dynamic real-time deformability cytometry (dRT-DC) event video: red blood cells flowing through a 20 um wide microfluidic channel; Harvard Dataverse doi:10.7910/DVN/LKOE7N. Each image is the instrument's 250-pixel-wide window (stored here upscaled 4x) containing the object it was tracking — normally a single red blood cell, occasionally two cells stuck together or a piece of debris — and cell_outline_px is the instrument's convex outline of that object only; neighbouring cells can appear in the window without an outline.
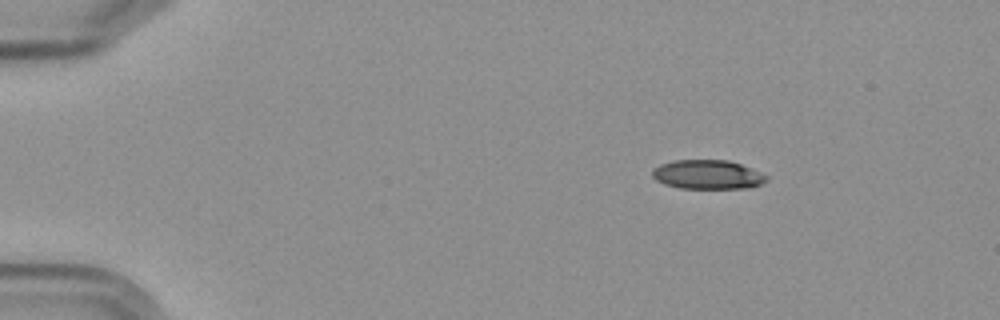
{"species": "Egyptian fruit bat (a non-hibernating species)", "species_latin": "Rousettus aegyptiacus", "temperature_condition": "cold", "stored_images_in_passage": 6, "camera_frame_rate_fps": 3000, "um_per_image_px": 0.085, "frame": {"image": 1, "passage_image": 1, "time_ms": 0.0, "image_size_px": [1000, 320], "cell_outline_px": [[768, 180], [752, 188], [680, 188], [664, 184], [656, 180], [652, 176], [652, 168], [660, 164], [672, 160], [728, 160], [740, 164], [760, 172], [768, 176]], "centroid_in_image_um": [60.13, 14.84], "position_along_channel_um": 24.9, "area_um2": 19.48}}
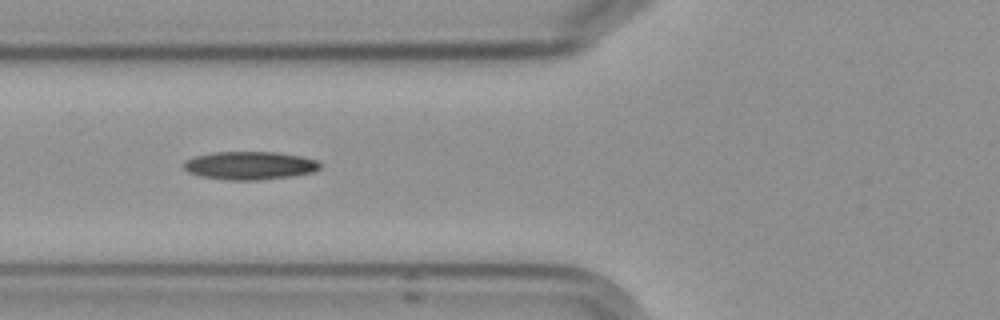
{"frame": {"image": 2, "passage_image": 5, "time_ms": 4.667, "image_size_px": [1000, 320], "cell_outline_px": [[320, 168], [312, 172], [292, 176], [260, 180], [228, 180], [200, 176], [188, 172], [184, 168], [184, 160], [196, 156], [212, 152], [276, 152], [300, 156], [316, 160], [320, 164]], "centroid_in_image_um": [21.21, 14.07], "position_along_channel_um": 104.6, "area_um2": 22.31}}
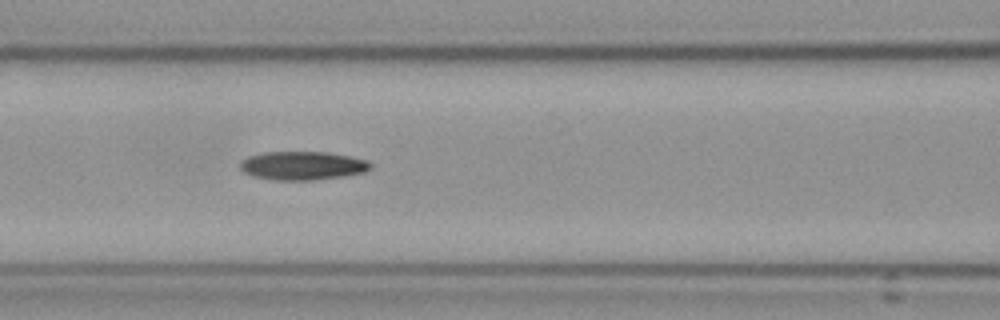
{"frame": {"image": 3, "passage_image": 6, "time_ms": 5.667, "image_size_px": [1000, 320], "cell_outline_px": [[372, 168], [364, 172], [340, 176], [312, 180], [276, 180], [252, 176], [244, 172], [240, 168], [240, 164], [248, 156], [264, 152], [328, 152], [368, 160], [372, 164]], "centroid_in_image_um": [25.72, 14.07], "position_along_channel_um": 140.9, "area_um2": 21.56}}